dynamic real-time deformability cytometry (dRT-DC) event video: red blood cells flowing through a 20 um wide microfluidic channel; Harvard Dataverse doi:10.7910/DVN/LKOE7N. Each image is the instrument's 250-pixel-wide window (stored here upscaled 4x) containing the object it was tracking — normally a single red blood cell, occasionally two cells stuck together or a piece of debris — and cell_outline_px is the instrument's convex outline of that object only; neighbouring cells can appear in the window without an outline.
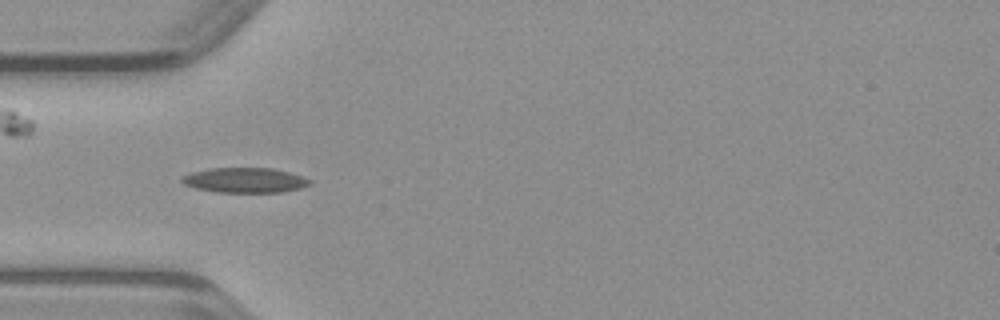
{"species": "common noctule bat (a hibernating species)", "species_latin": "Nyctalus noctula", "temperature_condition": "warm", "stored_images_in_passage": 31, "camera_frame_rate_fps": 3000, "um_per_image_px": 0.085, "animal": {"sex": "male", "body_mass_g": 23.1, "forearm_length_mm": 52.7}, "frame": {"image": 1, "passage_image": 3, "time_ms": 0.667, "image_size_px": [1000, 320], "cell_outline_px": [[312, 184], [300, 188], [280, 192], [220, 192], [196, 188], [184, 184], [180, 180], [184, 176], [192, 172], [208, 168], [272, 168], [288, 172], [312, 180]], "centroid_in_image_um": [20.82, 15.31], "position_along_channel_um": 64.2, "area_um2": 18.44}}
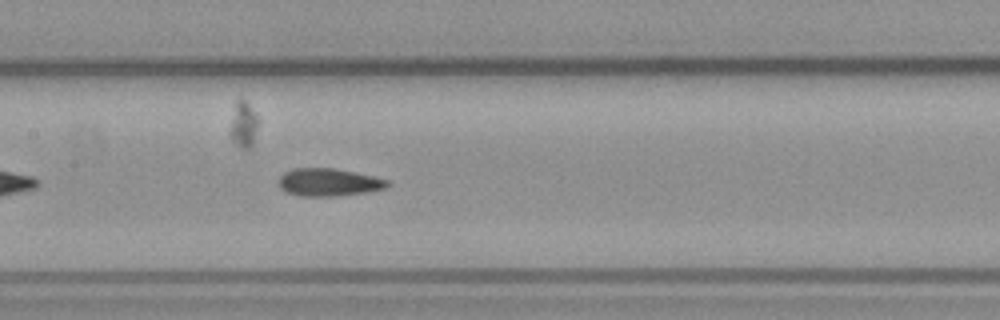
{"frame": {"image": 2, "passage_image": 11, "time_ms": 3.333, "image_size_px": [1000, 320], "cell_outline_px": [[392, 184], [384, 188], [364, 192], [336, 196], [300, 196], [288, 192], [280, 188], [280, 176], [284, 172], [292, 168], [332, 168], [372, 176], [388, 180]], "centroid_in_image_um": [27.92, 15.49], "position_along_channel_um": 179.5, "area_um2": 17.28}}
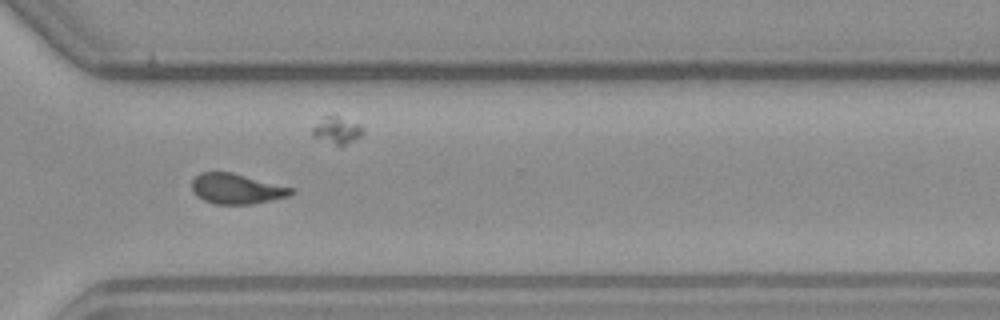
{"frame": {"image": 3, "passage_image": 23, "time_ms": 7.333, "image_size_px": [1000, 320], "cell_outline_px": [[296, 192], [288, 196], [272, 200], [252, 204], [216, 204], [204, 200], [196, 196], [192, 188], [192, 180], [200, 172], [232, 172], [292, 188]], "centroid_in_image_um": [20.09, 16.05], "position_along_channel_um": 350.5, "area_um2": 17.4}}